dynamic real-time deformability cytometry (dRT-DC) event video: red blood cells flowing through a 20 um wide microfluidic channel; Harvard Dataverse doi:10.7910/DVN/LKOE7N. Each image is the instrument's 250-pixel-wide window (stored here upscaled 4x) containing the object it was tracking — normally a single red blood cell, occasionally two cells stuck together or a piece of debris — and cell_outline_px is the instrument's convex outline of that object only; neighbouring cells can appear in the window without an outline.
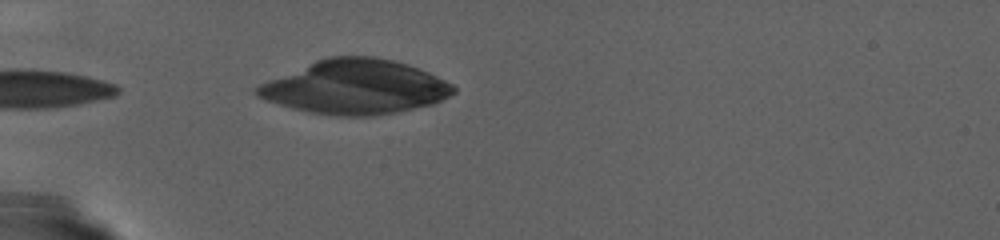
{"species": "human", "species_latin": "Homo sapiens", "temperature_condition": "warm", "stored_images_in_passage": 43, "camera_frame_rate_fps": 3000, "um_per_image_px": 0.085, "donor": {"sex": "female"}, "frame": {"image": 1, "passage_image": 1, "time_ms": 0.0, "image_size_px": [1000, 240], "cell_outline_px": [[456, 92], [432, 104], [396, 112], [372, 116], [336, 116], [308, 112], [292, 108], [264, 100], [256, 96], [252, 92], [252, 88], [268, 80], [316, 60], [328, 56], [376, 56], [408, 64], [428, 72], [452, 84], [456, 88]], "centroid_in_image_um": [30.15, 7.4], "position_along_channel_um": 54.9, "area_um2": 62.08}}
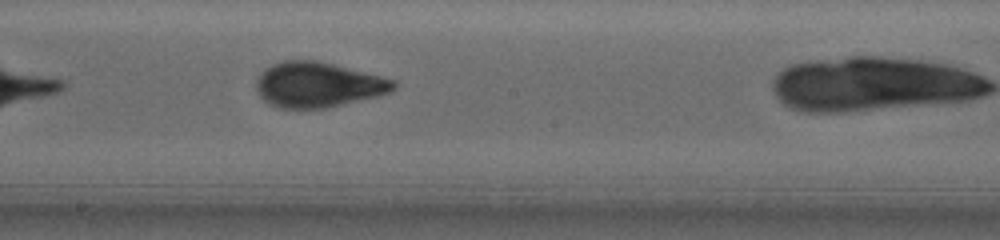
{"frame": {"image": 2, "passage_image": 20, "time_ms": 6.333, "image_size_px": [1000, 240], "cell_outline_px": [[396, 88], [392, 92], [380, 96], [328, 108], [280, 108], [268, 104], [256, 92], [256, 80], [260, 72], [264, 68], [272, 64], [284, 60], [320, 60], [396, 80]], "centroid_in_image_um": [27.04, 7.2], "position_along_channel_um": 221.2, "area_um2": 36.76}}
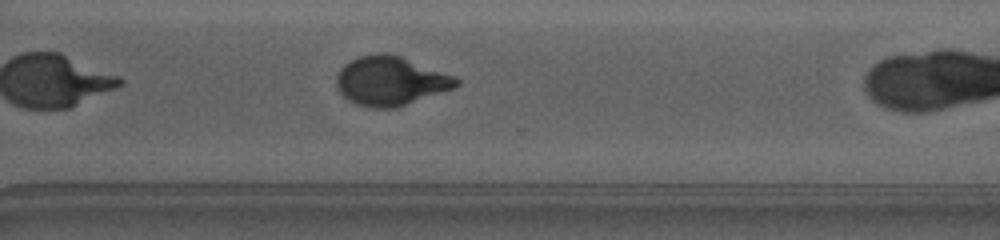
{"frame": {"image": 3, "passage_image": 36, "time_ms": 11.667, "image_size_px": [1000, 240], "cell_outline_px": [[460, 84], [452, 88], [392, 108], [372, 108], [356, 104], [348, 100], [340, 92], [336, 84], [336, 76], [340, 68], [344, 64], [360, 56], [380, 52], [388, 52], [400, 56], [456, 76], [460, 80]], "centroid_in_image_um": [33.16, 6.86], "position_along_channel_um": 337.4, "area_um2": 33.93}}